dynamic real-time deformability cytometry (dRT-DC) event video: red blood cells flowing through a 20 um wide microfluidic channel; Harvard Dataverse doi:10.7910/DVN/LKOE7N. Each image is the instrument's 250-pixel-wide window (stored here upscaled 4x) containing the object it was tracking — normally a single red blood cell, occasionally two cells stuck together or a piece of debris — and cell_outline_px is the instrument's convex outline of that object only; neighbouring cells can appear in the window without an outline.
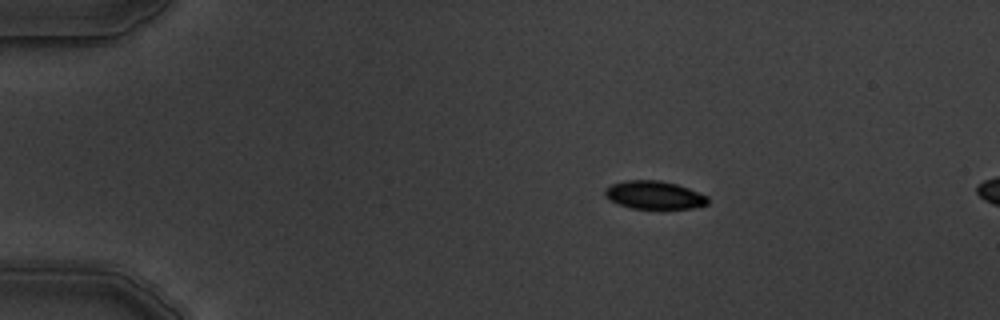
{"species": "common noctule bat (a hibernating species)", "species_latin": "Nyctalus noctula", "temperature_condition": "warm", "stored_images_in_passage": 4, "camera_frame_rate_fps": 3000, "um_per_image_px": 0.085, "animal": {"sex": "male", "body_mass_g": 19.5, "forearm_length_mm": 54.6}, "frame": {"image": 1, "passage_image": 2, "time_ms": 1.0, "image_size_px": [1000, 320], "cell_outline_px": [[708, 204], [692, 208], [632, 208], [620, 204], [604, 196], [604, 188], [612, 184], [628, 180], [660, 180], [676, 184], [688, 188], [708, 196]], "centroid_in_image_um": [55.61, 16.57], "position_along_channel_um": 29.4, "area_um2": 16.65}}